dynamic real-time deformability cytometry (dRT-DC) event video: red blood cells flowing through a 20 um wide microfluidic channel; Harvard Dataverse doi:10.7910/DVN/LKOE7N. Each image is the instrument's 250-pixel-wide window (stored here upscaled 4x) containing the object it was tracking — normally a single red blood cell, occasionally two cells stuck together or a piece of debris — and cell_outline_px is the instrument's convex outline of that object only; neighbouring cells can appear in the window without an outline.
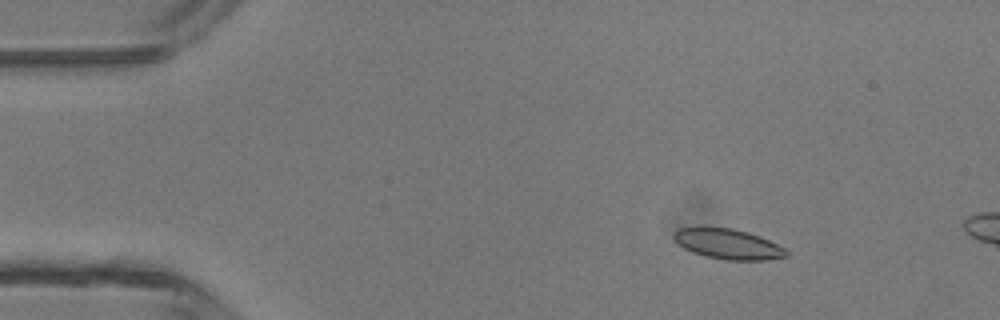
{"species": "common noctule bat (a hibernating species)", "species_latin": "Nyctalus noctula", "temperature_condition": "room temperature", "stored_images_in_passage": 3, "camera_frame_rate_fps": 3000, "um_per_image_px": 0.085, "animal": {"sex": "male", "body_mass_g": 13.3}, "frame": {"image": 1, "passage_image": 2, "time_ms": 2.0, "image_size_px": [1000, 320], "cell_outline_px": [[788, 256], [764, 260], [724, 260], [704, 256], [692, 252], [684, 248], [672, 236], [672, 232], [680, 228], [732, 228], [748, 232], [760, 236], [784, 248], [788, 252]], "centroid_in_image_um": [61.88, 20.75], "position_along_channel_um": 23.1, "area_um2": 19.59}}